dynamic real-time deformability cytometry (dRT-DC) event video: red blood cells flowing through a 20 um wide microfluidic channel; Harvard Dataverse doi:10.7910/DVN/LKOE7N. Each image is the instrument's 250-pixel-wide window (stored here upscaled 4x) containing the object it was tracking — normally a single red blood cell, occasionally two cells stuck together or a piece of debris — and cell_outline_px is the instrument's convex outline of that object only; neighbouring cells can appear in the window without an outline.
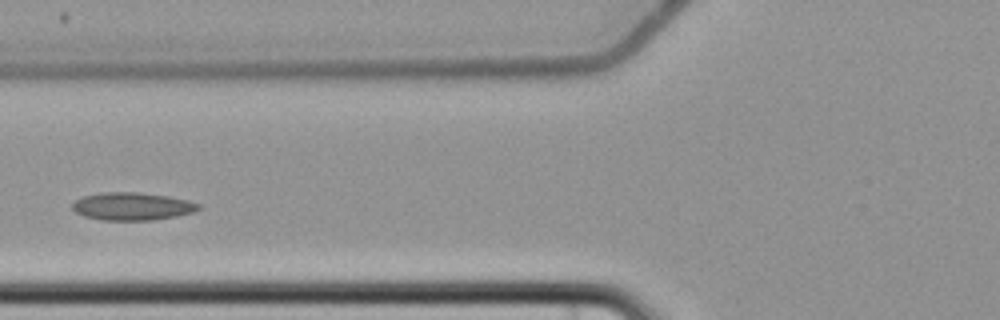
{"species": "common noctule bat (a hibernating species)", "species_latin": "Nyctalus noctula", "temperature_condition": "cold", "stored_images_in_passage": 5, "camera_frame_rate_fps": 3000, "um_per_image_px": 0.085, "animal": {"sex": "female", "body_mass_g": 22.7, "forearm_length_mm": 54.2}, "frame": {"image": 1, "passage_image": 4, "time_ms": 4.0, "image_size_px": [1000, 320], "cell_outline_px": [[200, 208], [192, 212], [176, 216], [152, 220], [100, 220], [84, 216], [76, 212], [72, 208], [72, 204], [76, 200], [84, 196], [100, 192], [136, 192], [168, 196], [188, 200], [200, 204]], "centroid_in_image_um": [11.22, 17.53], "position_along_channel_um": 114.6, "area_um2": 20.35}}
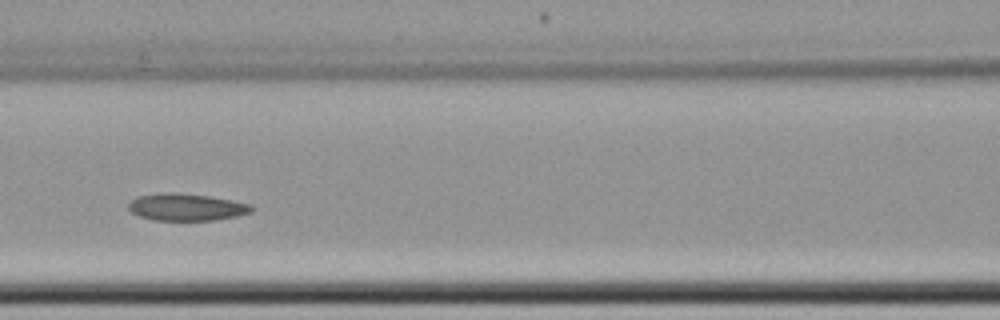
{"frame": {"image": 2, "passage_image": 5, "time_ms": 5.0, "image_size_px": [1000, 320], "cell_outline_px": [[252, 212], [236, 216], [216, 220], [152, 220], [140, 216], [132, 212], [128, 208], [128, 204], [136, 196], [160, 192], [176, 192], [208, 196], [232, 200], [252, 204]], "centroid_in_image_um": [15.83, 17.59], "position_along_channel_um": 150.8, "area_um2": 19.54}}